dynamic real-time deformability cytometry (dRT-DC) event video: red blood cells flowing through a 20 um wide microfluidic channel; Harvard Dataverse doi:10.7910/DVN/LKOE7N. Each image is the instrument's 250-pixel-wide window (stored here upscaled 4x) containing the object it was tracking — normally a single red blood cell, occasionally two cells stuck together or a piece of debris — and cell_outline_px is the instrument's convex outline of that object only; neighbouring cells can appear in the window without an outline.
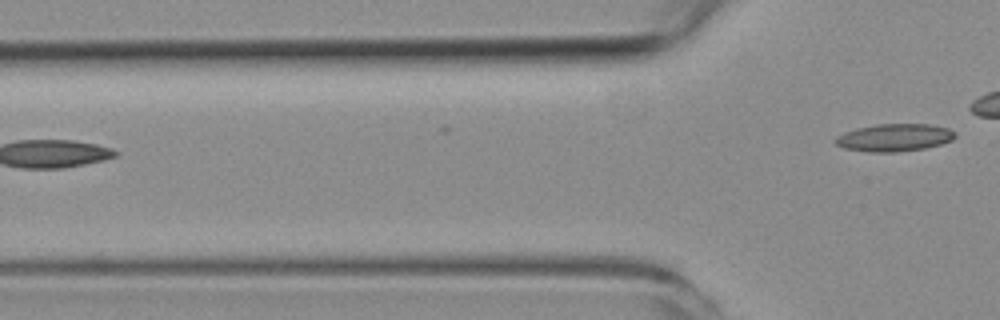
{"species": "common noctule bat (a hibernating species)", "species_latin": "Nyctalus noctula", "temperature_condition": "room temperature", "stored_images_in_passage": 6, "camera_frame_rate_fps": 3000, "um_per_image_px": 0.085, "animal": {"sex": "female", "body_mass_g": 19.3, "forearm_length_mm": 54.1}, "frame": {"image": 1, "passage_image": 6, "time_ms": 6.0, "image_size_px": [1000, 320], "cell_outline_px": [[956, 136], [952, 140], [940, 144], [924, 148], [896, 152], [868, 152], [844, 148], [836, 144], [832, 140], [836, 136], [844, 132], [856, 128], [876, 124], [928, 124], [948, 128], [956, 132]], "centroid_in_image_um": [75.99, 11.69], "position_along_channel_um": 49.8, "area_um2": 19.31}}